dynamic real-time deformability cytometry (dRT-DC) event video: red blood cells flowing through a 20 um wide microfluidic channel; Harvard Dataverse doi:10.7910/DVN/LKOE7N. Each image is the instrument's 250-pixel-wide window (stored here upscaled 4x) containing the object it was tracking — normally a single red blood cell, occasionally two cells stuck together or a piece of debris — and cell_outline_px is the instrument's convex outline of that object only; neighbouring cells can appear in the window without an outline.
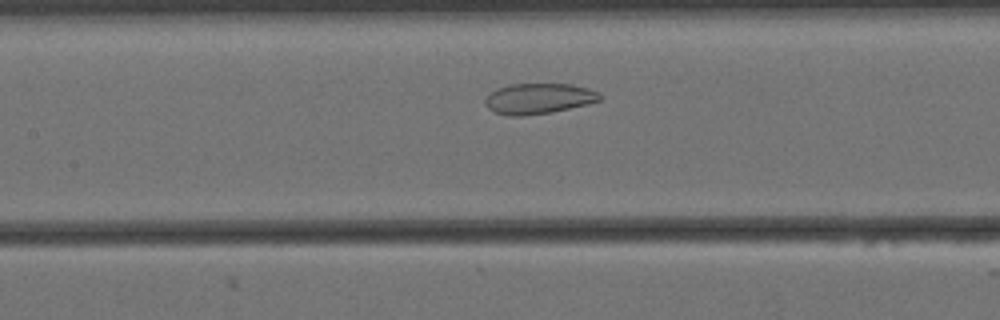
{"species": "Egyptian fruit bat (a non-hibernating species)", "species_latin": "Rousettus aegyptiacus", "temperature_condition": "cold", "stored_images_in_passage": 47, "camera_frame_rate_fps": 3000, "um_per_image_px": 0.085, "animal": {"sex": "female"}, "frame": {"image": 1, "passage_image": 14, "time_ms": 4.333, "image_size_px": [1000, 320], "cell_outline_px": [[604, 96], [600, 100], [588, 104], [552, 112], [524, 116], [508, 116], [492, 112], [488, 108], [484, 100], [496, 88], [508, 84], [572, 84], [588, 88], [600, 92]], "centroid_in_image_um": [45.8, 8.38], "position_along_channel_um": 161.6, "area_um2": 20.69}}
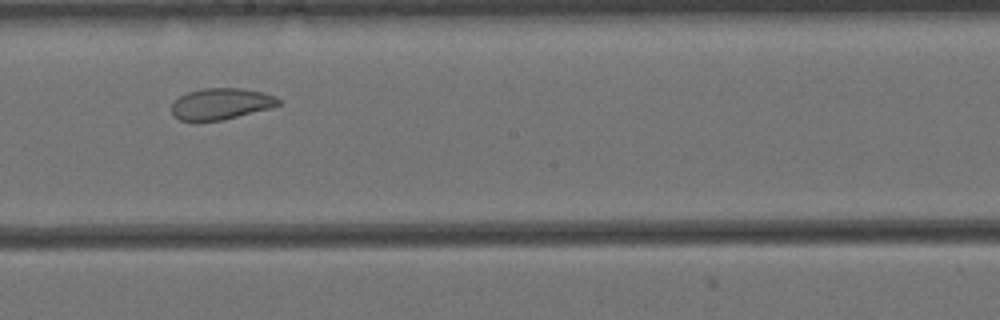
{"frame": {"image": 2, "passage_image": 20, "time_ms": 6.333, "image_size_px": [1000, 320], "cell_outline_px": [[280, 104], [272, 108], [220, 120], [180, 120], [172, 116], [172, 104], [180, 96], [188, 92], [204, 88], [240, 88], [260, 92], [276, 96], [280, 100]], "centroid_in_image_um": [18.79, 8.82], "position_along_channel_um": 229.4, "area_um2": 19.25}}
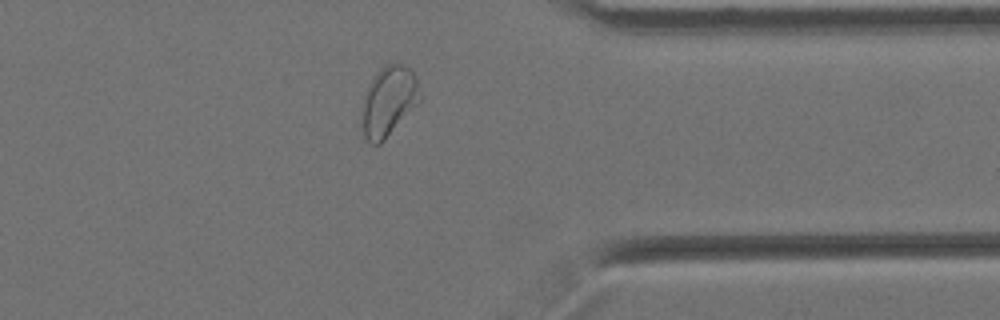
{"frame": {"image": 3, "passage_image": 34, "time_ms": 11.0, "image_size_px": [1000, 320], "cell_outline_px": [[420, 100], [384, 140], [380, 144], [372, 144], [364, 136], [364, 92], [368, 84], [376, 72], [380, 68], [388, 64], [400, 64], [408, 68], [412, 72], [416, 80], [420, 96]], "centroid_in_image_um": [33.02, 8.58], "position_along_channel_um": 378.4, "area_um2": 22.72}, "authors_computed_cell_mechanics": {"area_um2": 22.7732, "velocity_mm_per_s": 3.4185, "shape_relaxation_time_tau1_ms": null, "shape_relaxation_time_tau2_ms": 1.8134, "deformation_change_tau1": null, "deformation_change_tau2": 0.073}}